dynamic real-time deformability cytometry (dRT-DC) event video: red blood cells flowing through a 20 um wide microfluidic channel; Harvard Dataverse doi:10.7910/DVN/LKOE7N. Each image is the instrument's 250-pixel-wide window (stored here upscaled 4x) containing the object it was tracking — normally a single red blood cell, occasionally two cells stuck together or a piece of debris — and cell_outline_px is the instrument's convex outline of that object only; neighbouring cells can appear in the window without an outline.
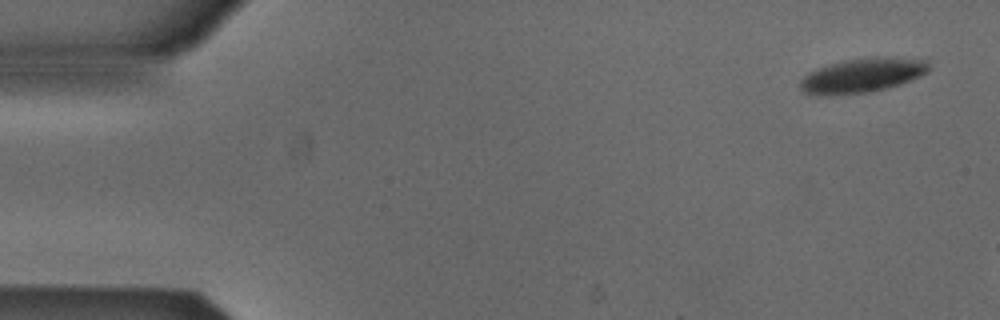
{"species": "Egyptian fruit bat (a non-hibernating species)", "species_latin": "Rousettus aegyptiacus", "temperature_condition": "cold", "stored_images_in_passage": 4, "camera_frame_rate_fps": 3000, "um_per_image_px": 0.085, "animal": {"sex": "male"}, "frame": {"image": 1, "passage_image": 1, "time_ms": 0.0, "image_size_px": [1000, 320], "cell_outline_px": [[928, 72], [912, 80], [900, 84], [868, 92], [828, 96], [820, 96], [804, 92], [800, 88], [800, 80], [808, 72], [828, 64], [848, 60], [876, 56], [892, 56], [928, 60]], "centroid_in_image_um": [73.29, 6.4], "position_along_channel_um": 11.7, "area_um2": 25.95}}